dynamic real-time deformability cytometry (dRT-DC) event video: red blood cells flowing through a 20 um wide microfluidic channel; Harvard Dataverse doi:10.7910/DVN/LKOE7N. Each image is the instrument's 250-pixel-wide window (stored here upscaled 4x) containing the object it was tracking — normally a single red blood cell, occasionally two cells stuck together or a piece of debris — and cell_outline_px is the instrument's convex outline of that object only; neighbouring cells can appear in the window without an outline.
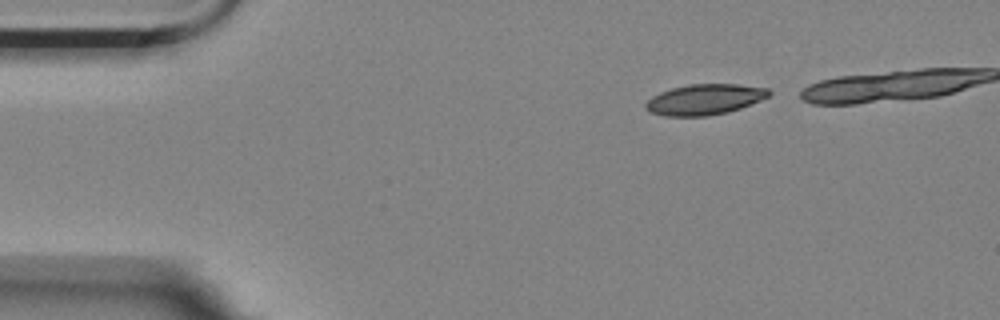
{"species": "Egyptian fruit bat (a non-hibernating species)", "species_latin": "Rousettus aegyptiacus", "temperature_condition": "room temperature", "stored_images_in_passage": 5, "camera_frame_rate_fps": 3000, "um_per_image_px": 0.085, "animal": {"sex": "female"}, "frame": {"image": 1, "passage_image": 1, "time_ms": 0.0, "image_size_px": [1000, 320], "cell_outline_px": [[772, 92], [768, 96], [760, 100], [740, 108], [728, 112], [708, 116], [664, 116], [652, 112], [644, 108], [644, 104], [652, 96], [660, 92], [672, 88], [688, 84], [736, 84], [768, 88]], "centroid_in_image_um": [59.88, 8.45], "position_along_channel_um": 25.1, "area_um2": 21.96}}